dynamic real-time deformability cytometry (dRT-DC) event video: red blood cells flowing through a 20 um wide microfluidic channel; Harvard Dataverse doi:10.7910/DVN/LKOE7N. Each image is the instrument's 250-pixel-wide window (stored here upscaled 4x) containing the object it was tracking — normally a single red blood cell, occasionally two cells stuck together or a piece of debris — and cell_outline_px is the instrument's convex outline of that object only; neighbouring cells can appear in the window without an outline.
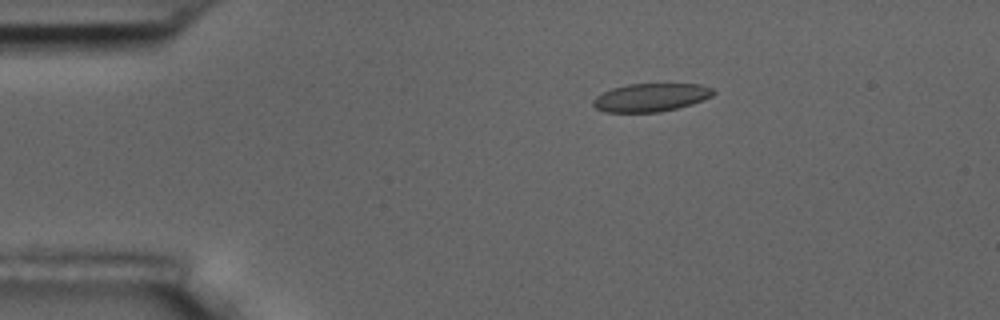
{"species": "common noctule bat (a hibernating species)", "species_latin": "Nyctalus noctula", "temperature_condition": "room temperature", "stored_images_in_passage": 3, "camera_frame_rate_fps": 3000, "um_per_image_px": 0.085, "animal": {"sex": "male", "body_mass_g": 17.5, "forearm_length_mm": 52.3}, "frame": {"image": 1, "passage_image": 1, "time_ms": 0.0, "image_size_px": [1000, 320], "cell_outline_px": [[716, 92], [712, 96], [692, 104], [660, 112], [604, 112], [596, 108], [592, 104], [592, 100], [596, 96], [612, 88], [628, 84], [700, 84], [712, 88]], "centroid_in_image_um": [55.31, 8.28], "position_along_channel_um": 29.7, "area_um2": 19.71}}